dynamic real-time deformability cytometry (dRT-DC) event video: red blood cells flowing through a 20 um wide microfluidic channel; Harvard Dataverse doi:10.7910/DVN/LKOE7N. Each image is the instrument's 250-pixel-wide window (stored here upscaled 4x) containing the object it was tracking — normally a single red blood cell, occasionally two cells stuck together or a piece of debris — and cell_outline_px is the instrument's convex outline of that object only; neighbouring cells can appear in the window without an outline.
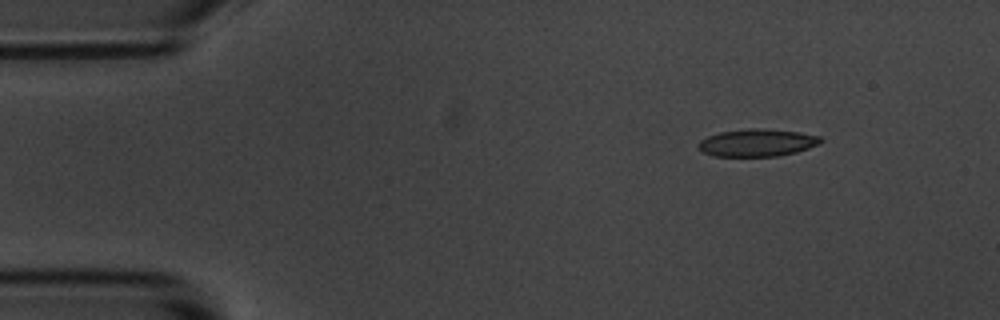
{"species": "common noctule bat (a hibernating species)", "species_latin": "Nyctalus noctula", "temperature_condition": "room temperature", "stored_images_in_passage": 6, "segment_of_instrument_passage": [2, 2], "camera_frame_rate_fps": 3000, "um_per_image_px": 0.085, "animal": {"sex": "male", "body_mass_g": 20.1, "forearm_length_mm": 53.5}, "frame": {"image": 1, "passage_image": 6, "time_ms": 5.667, "image_size_px": [1000, 320], "cell_outline_px": [[824, 140], [820, 144], [796, 152], [776, 156], [716, 156], [704, 152], [696, 144], [700, 140], [708, 136], [720, 132], [748, 128], [764, 128], [800, 132], [820, 136]], "centroid_in_image_um": [64.39, 12.12], "position_along_channel_um": 20.6, "area_um2": 19.59}}